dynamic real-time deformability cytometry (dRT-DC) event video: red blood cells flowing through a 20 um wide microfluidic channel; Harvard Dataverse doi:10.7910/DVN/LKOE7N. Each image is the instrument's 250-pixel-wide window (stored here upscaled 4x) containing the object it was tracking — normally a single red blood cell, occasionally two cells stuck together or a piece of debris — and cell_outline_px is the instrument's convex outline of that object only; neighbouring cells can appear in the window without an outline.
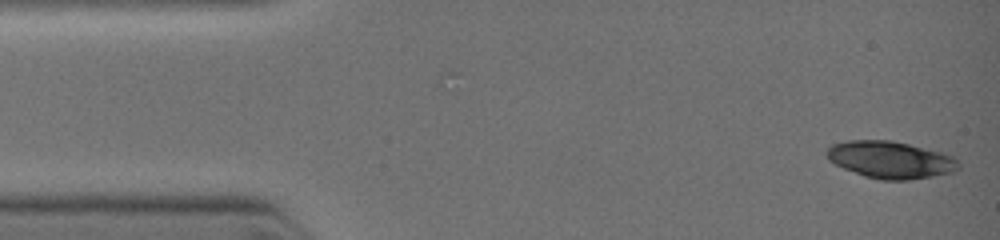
{"species": "common noctule bat (a hibernating species)", "species_latin": "Nyctalus noctula", "temperature_condition": "warm", "stored_images_in_passage": 8, "camera_frame_rate_fps": 3000, "um_per_image_px": 0.085, "animal": {"sex": "female", "body_mass_g": 19.0, "forearm_length_mm": 51.5}, "frame": {"image": 1, "passage_image": 1, "time_ms": 0.0, "image_size_px": [1000, 240], "cell_outline_px": [[960, 168], [952, 172], [932, 176], [908, 180], [880, 180], [864, 176], [844, 168], [828, 160], [824, 152], [832, 144], [848, 140], [892, 140], [956, 156], [960, 164]], "centroid_in_image_um": [75.69, 13.58], "position_along_channel_um": 9.3, "area_um2": 28.61}}
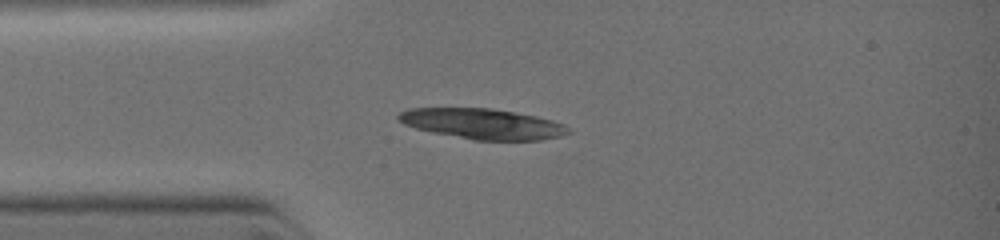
{"frame": {"image": 2, "passage_image": 5, "time_ms": 2.333, "image_size_px": [1000, 240], "cell_outline_px": [[568, 132], [560, 136], [540, 140], [476, 140], [416, 128], [404, 124], [396, 116], [400, 112], [408, 108], [488, 108], [536, 116], [552, 120], [564, 124], [568, 128]], "centroid_in_image_um": [41.02, 10.52], "position_along_channel_um": 44.0, "area_um2": 29.59}}